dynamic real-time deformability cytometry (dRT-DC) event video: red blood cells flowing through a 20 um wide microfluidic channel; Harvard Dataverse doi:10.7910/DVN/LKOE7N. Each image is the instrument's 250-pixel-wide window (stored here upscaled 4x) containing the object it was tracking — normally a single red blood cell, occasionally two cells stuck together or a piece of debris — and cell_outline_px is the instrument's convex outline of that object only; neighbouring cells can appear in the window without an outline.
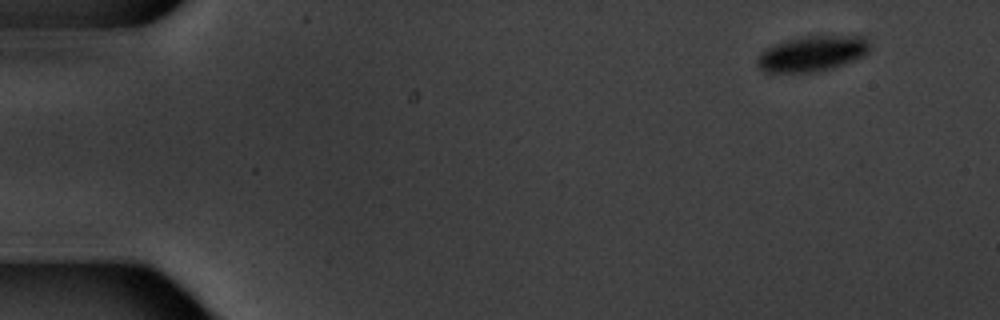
{"species": "common noctule bat (a hibernating species)", "species_latin": "Nyctalus noctula", "temperature_condition": "warm", "stored_images_in_passage": 4, "camera_frame_rate_fps": 3000, "um_per_image_px": 0.085, "animal": {"sex": "male", "body_mass_g": 20.1, "forearm_length_mm": 53.5}, "frame": {"image": 1, "passage_image": 1, "time_ms": 0.0, "image_size_px": [1000, 320], "cell_outline_px": [[868, 52], [864, 56], [832, 68], [816, 72], [764, 72], [756, 64], [756, 60], [764, 48], [788, 40], [804, 36], [864, 36], [868, 40]], "centroid_in_image_um": [69.01, 4.56], "position_along_channel_um": 16.0, "area_um2": 23.12}}